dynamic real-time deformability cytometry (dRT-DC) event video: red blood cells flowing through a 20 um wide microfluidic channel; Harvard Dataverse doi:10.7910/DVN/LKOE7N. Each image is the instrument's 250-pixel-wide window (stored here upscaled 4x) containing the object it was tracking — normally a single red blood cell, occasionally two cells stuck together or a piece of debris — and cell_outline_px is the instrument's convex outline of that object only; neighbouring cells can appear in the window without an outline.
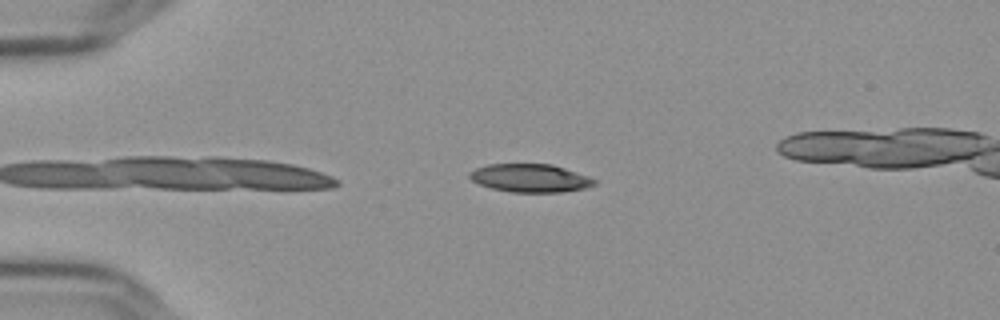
{"species": "Egyptian fruit bat (a non-hibernating species)", "species_latin": "Rousettus aegyptiacus", "temperature_condition": "cold", "stored_images_in_passage": 42, "camera_frame_rate_fps": 3000, "um_per_image_px": 0.085, "frame": {"image": 1, "passage_image": 5, "time_ms": 1.333, "image_size_px": [1000, 320], "cell_outline_px": [[596, 184], [584, 188], [560, 192], [512, 192], [492, 188], [480, 184], [472, 180], [468, 176], [468, 172], [476, 168], [488, 164], [552, 164], [588, 176], [596, 180]], "centroid_in_image_um": [45.05, 15.13], "position_along_channel_um": 40.0, "area_um2": 20.35}}
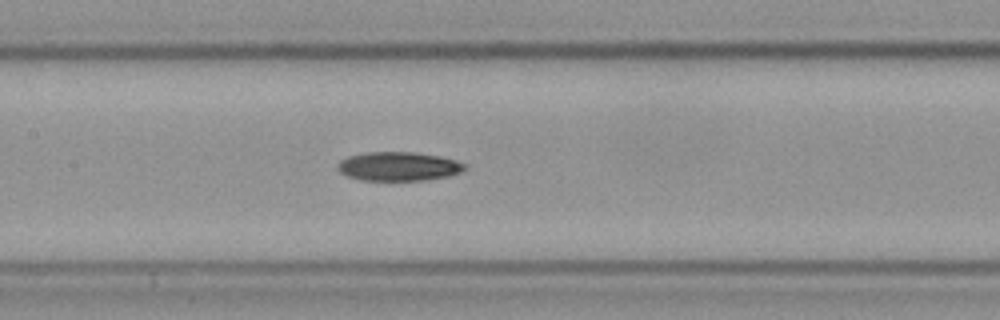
{"frame": {"image": 2, "passage_image": 19, "time_ms": 6.0, "image_size_px": [1000, 320], "cell_outline_px": [[464, 168], [460, 172], [448, 176], [428, 180], [360, 180], [348, 176], [340, 172], [336, 168], [336, 164], [340, 160], [348, 156], [368, 152], [412, 152], [440, 156], [456, 160], [464, 164]], "centroid_in_image_um": [33.83, 14.14], "position_along_channel_um": 173.6, "area_um2": 21.39}}
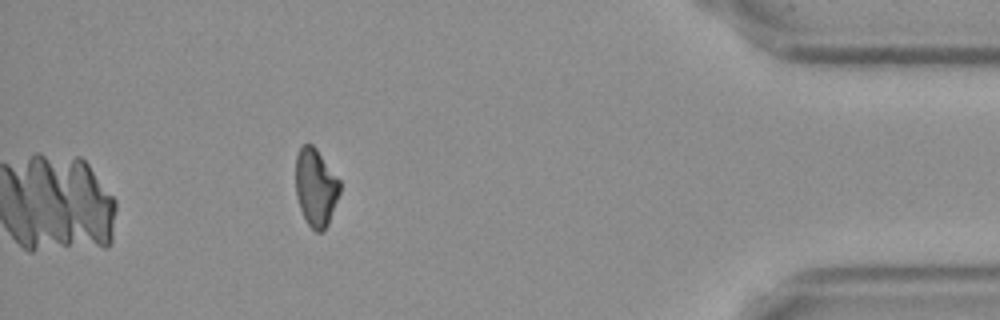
{"frame": {"image": 3, "passage_image": 42, "time_ms": 13.667, "image_size_px": [1000, 320], "cell_outline_px": [[340, 192], [328, 224], [320, 232], [316, 232], [308, 224], [300, 208], [296, 196], [296, 156], [300, 148], [304, 144], [312, 144], [316, 148], [340, 180]], "centroid_in_image_um": [26.84, 15.92], "position_along_channel_um": 408.4, "area_um2": 19.83}, "authors_computed_cell_mechanics": {"area_um2": 21.5016, "velocity_mm_per_s": 3.6525, "shape_relaxation_time_tau1_ms": 8.7081, "shape_relaxation_time_tau2_ms": null, "deformation_change_tau1": 0.1567, "deformation_change_tau2": null}}